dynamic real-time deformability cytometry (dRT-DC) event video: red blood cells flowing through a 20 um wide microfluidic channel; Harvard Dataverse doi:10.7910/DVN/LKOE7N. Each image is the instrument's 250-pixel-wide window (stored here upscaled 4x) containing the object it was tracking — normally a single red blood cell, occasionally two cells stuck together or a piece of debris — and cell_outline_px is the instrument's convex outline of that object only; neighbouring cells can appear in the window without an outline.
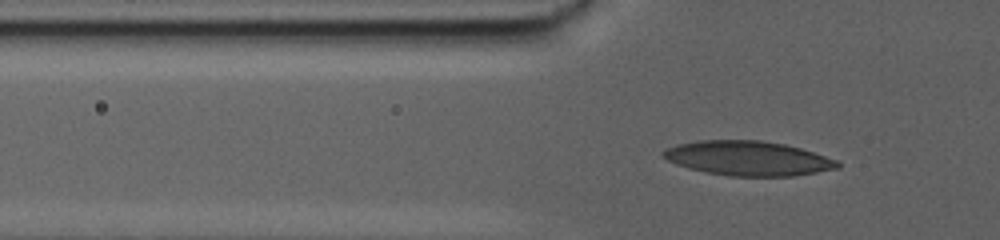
{"species": "human", "species_latin": "Homo sapiens", "temperature_condition": "warm", "stored_images_in_passage": 59, "camera_frame_rate_fps": 3000, "um_per_image_px": 0.085, "donor": {"sex": "male"}, "frame": {"image": 1, "passage_image": 5, "time_ms": 1.333, "image_size_px": [1000, 240], "cell_outline_px": [[840, 168], [792, 176], [728, 176], [704, 172], [688, 168], [676, 164], [668, 160], [660, 152], [676, 144], [700, 140], [760, 140], [784, 144], [800, 148], [836, 160], [840, 164]], "centroid_in_image_um": [63.55, 13.46], "position_along_channel_um": 62.2, "area_um2": 34.97}}
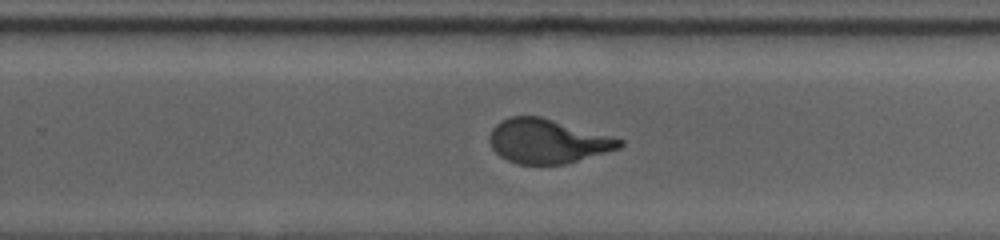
{"frame": {"image": 2, "passage_image": 33, "time_ms": 10.667, "image_size_px": [1000, 240], "cell_outline_px": [[624, 144], [620, 148], [564, 164], [516, 164], [500, 156], [492, 148], [488, 140], [492, 128], [500, 120], [512, 116], [540, 116], [624, 140]], "centroid_in_image_um": [46.5, 12.0], "position_along_channel_um": 283.3, "area_um2": 33.23}}
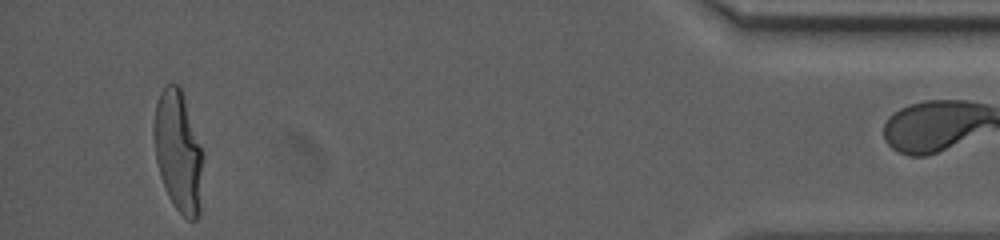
{"frame": {"image": 3, "passage_image": 57, "time_ms": 18.667, "image_size_px": [1000, 240], "cell_outline_px": [[204, 152], [200, 212], [196, 220], [188, 220], [172, 204], [168, 196], [160, 176], [156, 160], [152, 132], [152, 124], [156, 104], [160, 92], [168, 84], [180, 84]], "centroid_in_image_um": [15.16, 12.86], "position_along_channel_um": 420.0, "area_um2": 35.37}}